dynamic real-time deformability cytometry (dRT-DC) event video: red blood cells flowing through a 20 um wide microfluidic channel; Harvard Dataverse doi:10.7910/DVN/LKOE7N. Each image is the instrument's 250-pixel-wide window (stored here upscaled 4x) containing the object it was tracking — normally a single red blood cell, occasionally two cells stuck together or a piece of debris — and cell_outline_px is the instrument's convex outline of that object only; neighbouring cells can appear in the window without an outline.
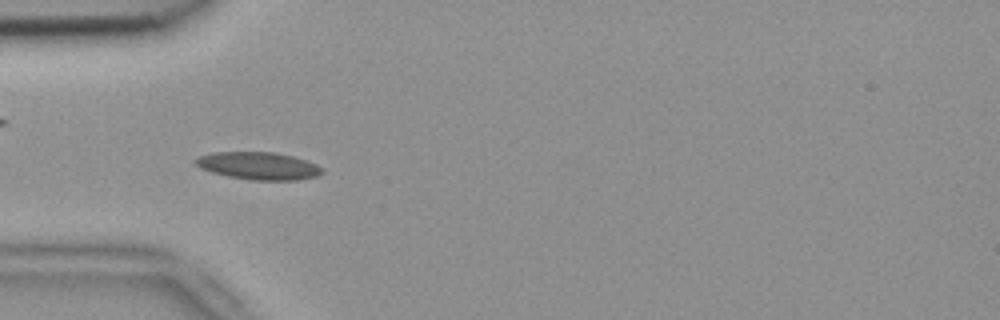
{"species": "common noctule bat (a hibernating species)", "species_latin": "Nyctalus noctula", "temperature_condition": "room temperature", "stored_images_in_passage": 45, "camera_frame_rate_fps": 3000, "um_per_image_px": 0.085, "animal": {"sex": "female", "body_mass_g": 18.4}, "frame": {"image": 1, "passage_image": 8, "time_ms": 2.333, "image_size_px": [1000, 320], "cell_outline_px": [[324, 172], [316, 176], [296, 180], [252, 180], [228, 176], [212, 172], [200, 168], [192, 160], [196, 156], [212, 152], [276, 152], [292, 156], [316, 164], [324, 168]], "centroid_in_image_um": [21.94, 14.09], "position_along_channel_um": 63.1, "area_um2": 20.4}}
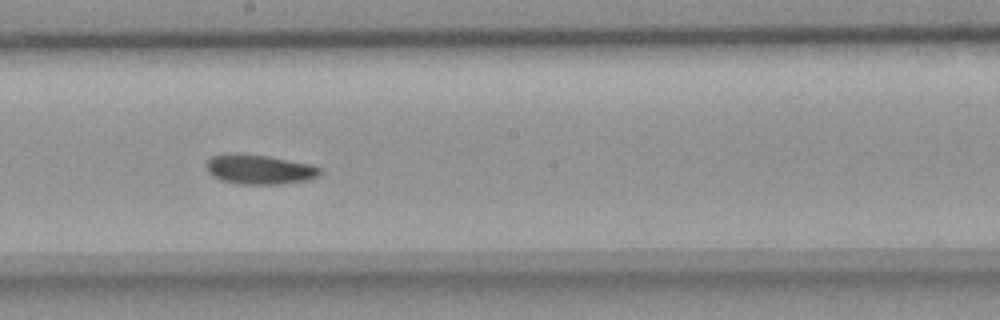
{"frame": {"image": 2, "passage_image": 21, "time_ms": 6.667, "image_size_px": [1000, 320], "cell_outline_px": [[320, 176], [308, 180], [280, 184], [240, 184], [220, 180], [212, 176], [208, 172], [208, 160], [212, 156], [236, 152], [268, 156], [312, 164], [320, 168]], "centroid_in_image_um": [22.06, 14.39], "position_along_channel_um": 226.1, "area_um2": 19.71}}
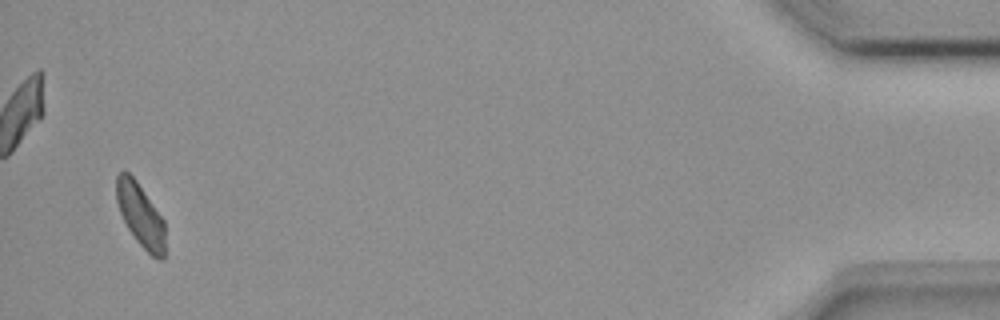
{"frame": {"image": 3, "passage_image": 43, "time_ms": 14.0, "image_size_px": [1000, 320], "cell_outline_px": [[164, 260], [160, 260], [152, 256], [136, 240], [128, 228], [120, 212], [116, 200], [116, 176], [120, 172], [128, 172], [136, 180], [164, 220]], "centroid_in_image_um": [11.93, 18.29], "position_along_channel_um": 423.3, "area_um2": 17.69}, "authors_computed_cell_mechanics": {"area_um2": 19.1896, "velocity_mm_per_s": 3.8066, "shape_relaxation_time_tau1_ms": 3.6008, "shape_relaxation_time_tau2_ms": 6.2888, "deformation_change_tau1": 0.0918, "deformation_change_tau2": 0.1219}}